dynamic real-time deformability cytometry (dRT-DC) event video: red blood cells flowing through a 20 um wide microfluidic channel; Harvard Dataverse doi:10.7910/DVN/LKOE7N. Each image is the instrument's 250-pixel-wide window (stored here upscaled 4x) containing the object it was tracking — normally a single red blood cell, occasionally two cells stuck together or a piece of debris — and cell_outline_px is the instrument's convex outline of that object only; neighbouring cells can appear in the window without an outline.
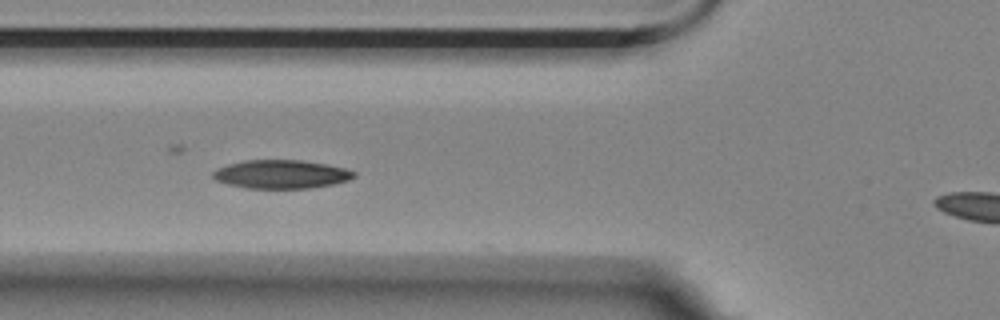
{"species": "Egyptian fruit bat (a non-hibernating species)", "species_latin": "Rousettus aegyptiacus", "temperature_condition": "room temperature", "stored_images_in_passage": 5, "segment_of_instrument_passage": [1, 2], "camera_frame_rate_fps": 3000, "um_per_image_px": 0.085, "animal": {"sex": "female"}, "frame": {"image": 1, "passage_image": 2, "time_ms": 0.333, "image_size_px": [1000, 320], "cell_outline_px": [[356, 176], [348, 180], [332, 184], [308, 188], [244, 188], [228, 184], [216, 180], [212, 176], [212, 172], [216, 168], [228, 164], [244, 160], [300, 160], [324, 164], [344, 168], [356, 172]], "centroid_in_image_um": [23.86, 14.81], "position_along_channel_um": 101.9, "area_um2": 23.35}}
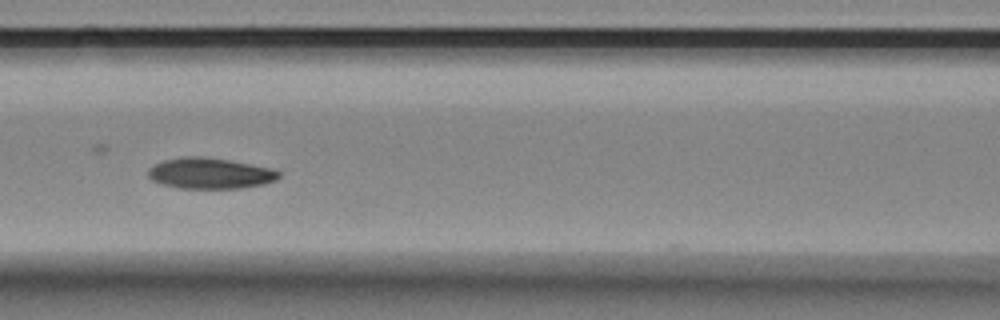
{"frame": {"image": 2, "passage_image": 3, "time_ms": 0.667, "image_size_px": [1000, 320], "cell_outline_px": [[280, 176], [276, 180], [264, 184], [240, 188], [176, 188], [152, 180], [148, 176], [148, 168], [164, 160], [184, 156], [200, 156], [228, 160], [268, 168], [280, 172]], "centroid_in_image_um": [17.82, 14.74], "position_along_channel_um": 148.8, "area_um2": 23.24}}
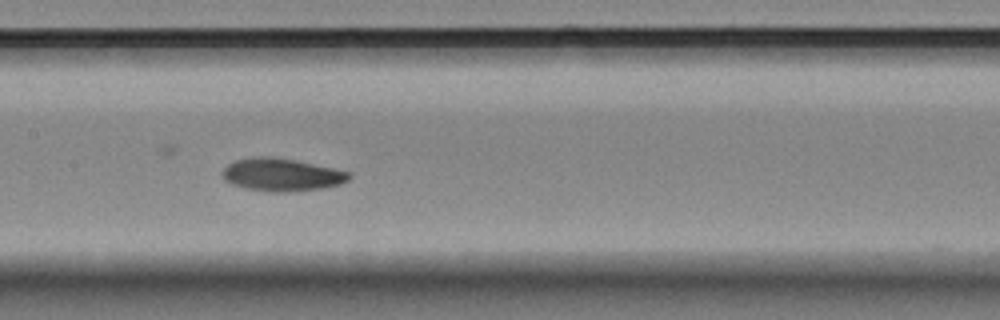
{"frame": {"image": 3, "passage_image": 4, "time_ms": 1.0, "image_size_px": [1000, 320], "cell_outline_px": [[352, 176], [348, 180], [340, 184], [324, 188], [284, 192], [272, 192], [244, 188], [232, 184], [224, 180], [220, 172], [228, 164], [236, 160], [252, 156], [272, 156], [352, 172]], "centroid_in_image_um": [23.91, 14.85], "position_along_channel_um": 183.5, "area_um2": 24.22}}